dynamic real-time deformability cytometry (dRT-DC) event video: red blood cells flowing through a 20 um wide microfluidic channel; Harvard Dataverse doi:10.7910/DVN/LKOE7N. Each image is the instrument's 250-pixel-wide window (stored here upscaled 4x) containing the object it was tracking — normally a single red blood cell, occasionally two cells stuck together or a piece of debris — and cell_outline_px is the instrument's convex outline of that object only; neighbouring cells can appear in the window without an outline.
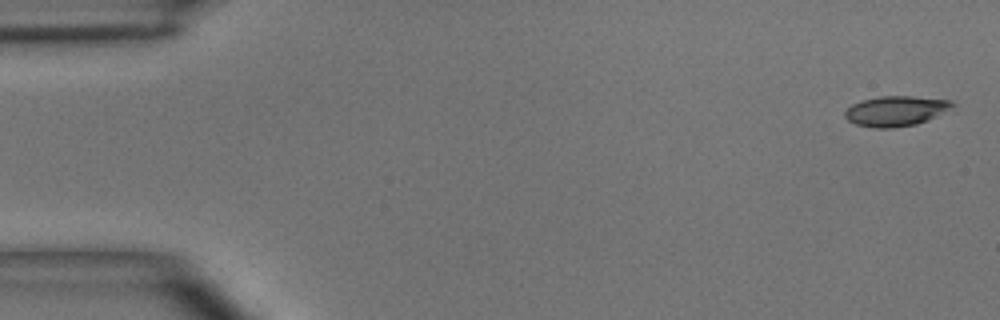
{"species": "common noctule bat (a hibernating species)", "species_latin": "Nyctalus noctula", "temperature_condition": "room temperature", "stored_images_in_passage": 5, "camera_frame_rate_fps": 3000, "um_per_image_px": 0.085, "animal": {"sex": "male", "body_mass_g": 15.6}, "frame": {"image": 1, "passage_image": 1, "time_ms": 0.0, "image_size_px": [1000, 320], "cell_outline_px": [[956, 104], [928, 120], [916, 124], [892, 128], [872, 128], [856, 124], [848, 120], [844, 116], [844, 112], [852, 104], [860, 100], [880, 96], [912, 96], [952, 100]], "centroid_in_image_um": [76.11, 9.43], "position_along_channel_um": 8.9, "area_um2": 18.84}}
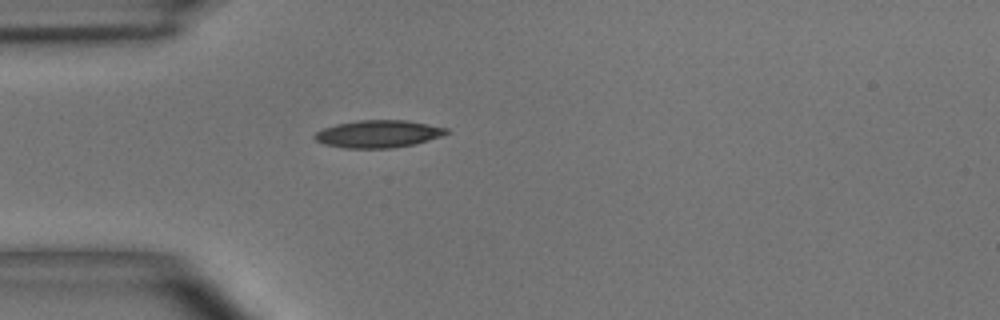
{"frame": {"image": 2, "passage_image": 5, "time_ms": 4.333, "image_size_px": [1000, 320], "cell_outline_px": [[452, 132], [428, 140], [412, 144], [392, 148], [344, 148], [324, 144], [316, 140], [312, 136], [316, 132], [324, 128], [336, 124], [360, 120], [408, 120], [448, 128]], "centroid_in_image_um": [32.16, 11.38], "position_along_channel_um": 52.8, "area_um2": 21.04}}